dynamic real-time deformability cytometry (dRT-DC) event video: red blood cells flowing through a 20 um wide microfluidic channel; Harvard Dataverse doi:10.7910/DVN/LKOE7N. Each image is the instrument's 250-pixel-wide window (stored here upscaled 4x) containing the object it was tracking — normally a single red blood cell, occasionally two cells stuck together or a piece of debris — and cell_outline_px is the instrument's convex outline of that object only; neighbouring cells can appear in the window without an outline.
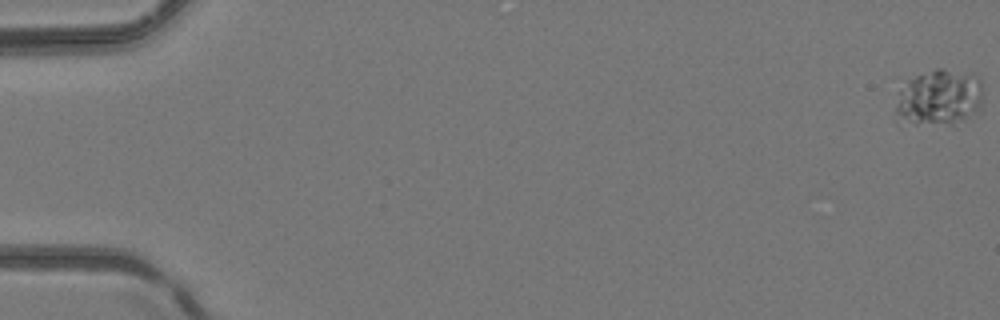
{"species": "common noctule bat (a hibernating species)", "species_latin": "Nyctalus noctula", "temperature_condition": "room temperature", "stored_images_in_passage": 3, "camera_frame_rate_fps": 3000, "um_per_image_px": 0.085, "animal": {"sex": "female", "body_mass_g": 24.6, "forearm_length_mm": 56.2}, "frame": {"image": 1, "passage_image": 1, "time_ms": 0.0, "image_size_px": [1000, 320], "cell_outline_px": [[980, 108], [968, 116], [952, 124], [916, 124], [896, 112], [896, 108], [900, 92], [908, 80], [916, 76], [936, 68], [940, 68], [972, 72], [980, 76]], "centroid_in_image_um": [79.9, 8.23], "position_along_channel_um": 5.1, "area_um2": 27.69}}